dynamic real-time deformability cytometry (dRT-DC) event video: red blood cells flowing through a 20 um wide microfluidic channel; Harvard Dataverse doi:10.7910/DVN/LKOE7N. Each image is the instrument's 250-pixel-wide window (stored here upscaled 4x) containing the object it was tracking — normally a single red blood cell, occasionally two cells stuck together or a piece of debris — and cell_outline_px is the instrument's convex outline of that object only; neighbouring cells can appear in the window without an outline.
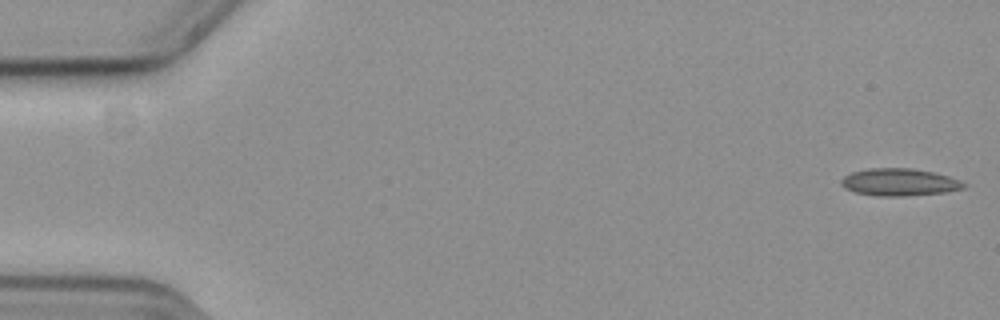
{"species": "common noctule bat (a hibernating species)", "species_latin": "Nyctalus noctula", "temperature_condition": "cold", "stored_images_in_passage": 56, "camera_frame_rate_fps": 3000, "um_per_image_px": 0.085, "animal": {"sex": "female", "body_mass_g": 19.3, "forearm_length_mm": 54.1}, "frame": {"image": 1, "passage_image": 1, "time_ms": 0.0, "image_size_px": [1000, 320], "cell_outline_px": [[964, 188], [944, 192], [908, 196], [876, 196], [856, 192], [840, 184], [840, 180], [844, 176], [852, 172], [868, 168], [908, 168], [932, 172], [948, 176], [964, 184]], "centroid_in_image_um": [76.39, 15.49], "position_along_channel_um": 8.6, "area_um2": 19.19}}
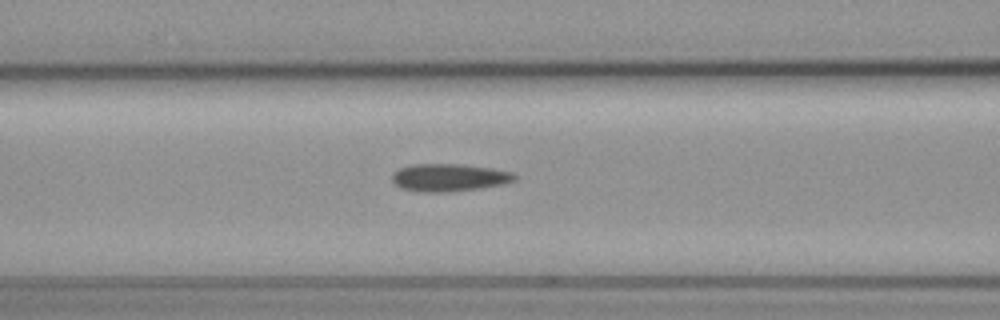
{"frame": {"image": 2, "passage_image": 23, "time_ms": 7.333, "image_size_px": [1000, 320], "cell_outline_px": [[516, 180], [504, 184], [480, 188], [448, 192], [424, 192], [400, 188], [392, 180], [392, 172], [400, 168], [412, 164], [460, 164], [492, 168], [512, 172], [516, 176]], "centroid_in_image_um": [38.17, 15.09], "position_along_channel_um": 128.4, "area_um2": 19.77}}
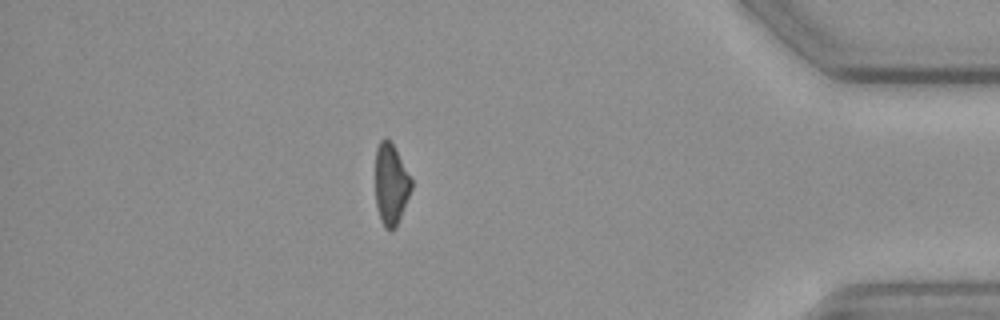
{"frame": {"image": 3, "passage_image": 49, "time_ms": 16.0, "image_size_px": [1000, 320], "cell_outline_px": [[412, 188], [396, 228], [392, 232], [384, 228], [380, 220], [376, 204], [376, 148], [380, 140], [388, 140], [392, 144], [412, 180]], "centroid_in_image_um": [33.22, 15.74], "position_along_channel_um": 402.0, "area_um2": 16.82}, "authors_computed_cell_mechanics": {"area_um2": 18.7272, "velocity_mm_per_s": 3.667, "shape_relaxation_time_tau1_ms": 4.676, "shape_relaxation_time_tau2_ms": 8.5093, "deformation_change_tau1": 0.1085, "deformation_change_tau2": 0.1764}}